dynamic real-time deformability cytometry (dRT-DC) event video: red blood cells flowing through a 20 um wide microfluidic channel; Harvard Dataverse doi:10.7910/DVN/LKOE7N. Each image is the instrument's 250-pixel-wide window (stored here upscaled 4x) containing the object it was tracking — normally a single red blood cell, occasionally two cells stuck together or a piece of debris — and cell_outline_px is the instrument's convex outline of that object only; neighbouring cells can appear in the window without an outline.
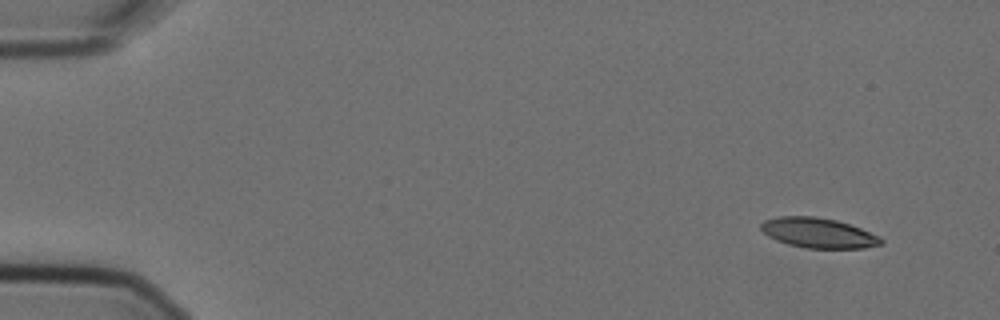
{"species": "Egyptian fruit bat (a non-hibernating species)", "species_latin": "Rousettus aegyptiacus", "temperature_condition": "cold", "stored_images_in_passage": 4, "camera_frame_rate_fps": 3000, "um_per_image_px": 0.085, "animal": {"sex": "female"}, "frame": {"image": 1, "passage_image": 1, "time_ms": 0.0, "image_size_px": [1000, 320], "cell_outline_px": [[884, 244], [864, 248], [808, 248], [788, 244], [776, 240], [768, 236], [760, 228], [760, 224], [764, 220], [780, 216], [816, 216], [836, 220], [860, 228], [880, 236], [884, 240]], "centroid_in_image_um": [69.57, 19.8], "position_along_channel_um": 15.4, "area_um2": 21.04}}
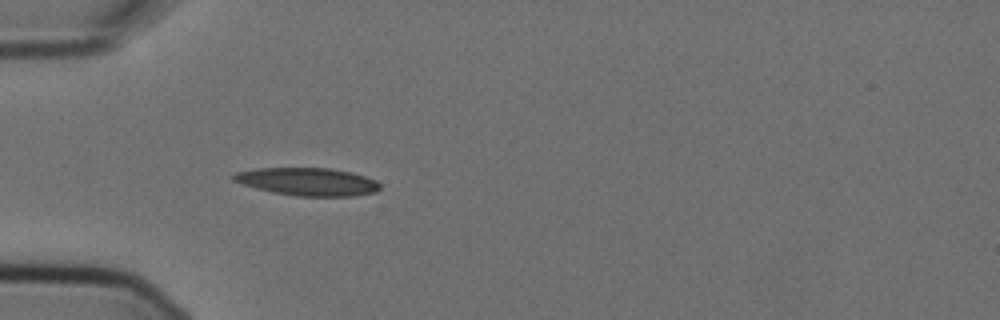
{"frame": {"image": 2, "passage_image": 4, "time_ms": 1.0, "image_size_px": [1000, 320], "cell_outline_px": [[380, 188], [376, 192], [352, 196], [296, 196], [272, 192], [256, 188], [232, 180], [232, 176], [236, 172], [256, 168], [332, 168], [352, 172], [376, 180], [380, 184]], "centroid_in_image_um": [26.17, 15.44], "position_along_channel_um": 58.8, "area_um2": 23.76}}